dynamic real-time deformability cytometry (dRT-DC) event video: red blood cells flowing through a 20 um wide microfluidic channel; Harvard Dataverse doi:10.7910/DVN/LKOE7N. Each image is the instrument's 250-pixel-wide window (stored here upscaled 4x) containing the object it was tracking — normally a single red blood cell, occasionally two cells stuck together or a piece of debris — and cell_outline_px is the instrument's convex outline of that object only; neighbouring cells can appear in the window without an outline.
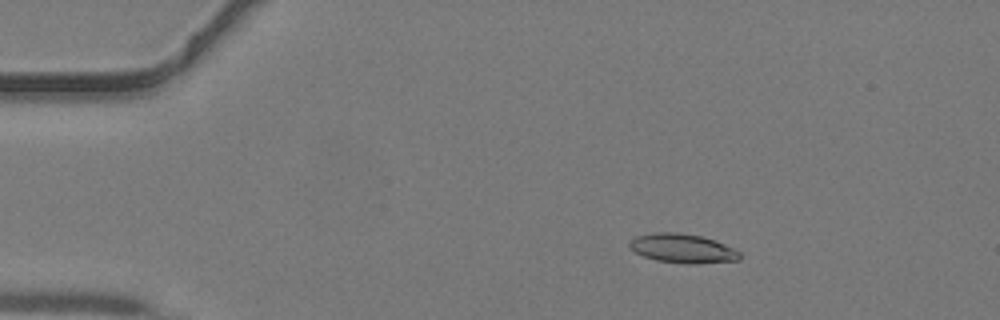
{"species": "common noctule bat (a hibernating species)", "species_latin": "Nyctalus noctula", "temperature_condition": "warm", "stored_images_in_passage": 43, "camera_frame_rate_fps": 3000, "um_per_image_px": 0.085, "animal": {"sex": "male", "body_mass_g": 19.2, "forearm_length_mm": 51.8}, "frame": {"image": 1, "passage_image": 7, "time_ms": 2.0, "image_size_px": [1000, 320], "cell_outline_px": [[740, 260], [696, 264], [692, 264], [656, 260], [644, 256], [628, 248], [628, 240], [636, 236], [652, 232], [676, 232], [704, 236], [716, 240], [740, 252]], "centroid_in_image_um": [57.99, 21.1], "position_along_channel_um": 27.0, "area_um2": 18.9}}
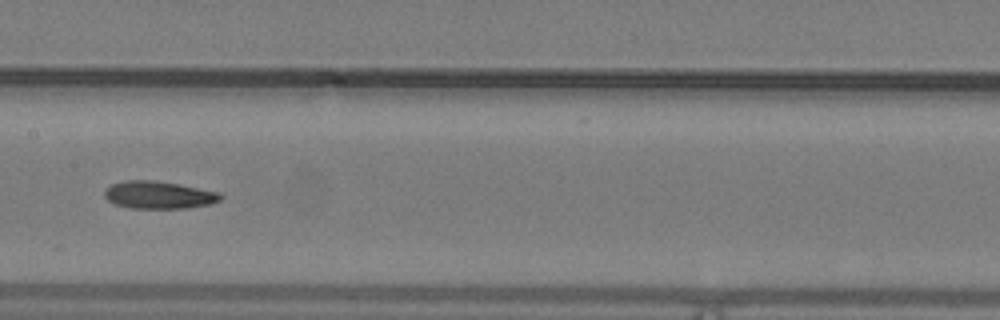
{"frame": {"image": 2, "passage_image": 22, "time_ms": 7.0, "image_size_px": [1000, 320], "cell_outline_px": [[224, 196], [220, 200], [208, 204], [188, 208], [132, 208], [116, 204], [108, 200], [104, 196], [104, 192], [112, 184], [124, 180], [152, 180], [180, 184], [220, 192]], "centroid_in_image_um": [13.52, 16.56], "position_along_channel_um": 193.9, "area_um2": 18.55}}
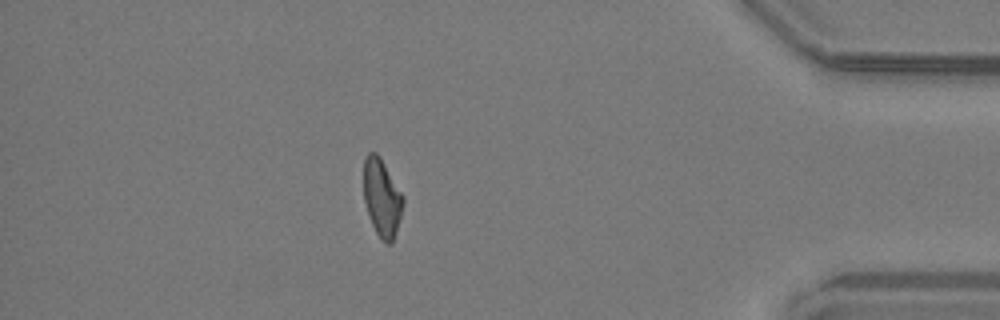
{"frame": {"image": 3, "passage_image": 38, "time_ms": 12.333, "image_size_px": [1000, 320], "cell_outline_px": [[404, 204], [392, 244], [388, 244], [380, 240], [372, 224], [364, 200], [364, 156], [368, 152], [376, 152], [380, 156], [404, 196]], "centroid_in_image_um": [32.47, 16.79], "position_along_channel_um": 402.7, "area_um2": 17.92}}